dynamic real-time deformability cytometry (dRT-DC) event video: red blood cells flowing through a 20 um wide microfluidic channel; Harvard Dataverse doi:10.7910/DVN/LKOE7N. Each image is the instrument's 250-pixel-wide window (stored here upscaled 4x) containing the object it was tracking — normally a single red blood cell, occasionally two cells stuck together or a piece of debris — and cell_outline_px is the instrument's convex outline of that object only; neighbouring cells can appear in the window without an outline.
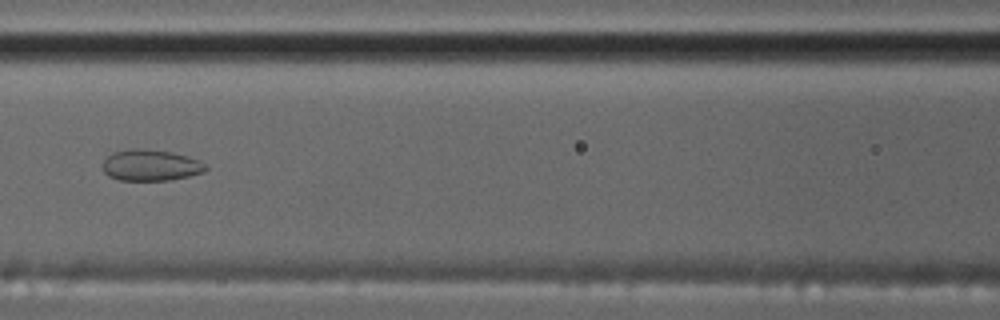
{"species": "common noctule bat (a hibernating species)", "species_latin": "Nyctalus noctula", "temperature_condition": "cold", "stored_images_in_passage": 7, "camera_frame_rate_fps": 3000, "um_per_image_px": 0.085, "animal": {"sex": "male", "body_mass_g": 17.5, "forearm_length_mm": 52.3}, "frame": {"image": 1, "passage_image": 7, "time_ms": 7.0, "image_size_px": [1000, 320], "cell_outline_px": [[208, 168], [204, 172], [188, 176], [168, 180], [120, 180], [108, 176], [104, 172], [104, 160], [112, 152], [132, 148], [136, 148], [172, 152], [200, 160], [208, 164]], "centroid_in_image_um": [12.83, 14.04], "position_along_channel_um": 153.8, "area_um2": 18.73}}